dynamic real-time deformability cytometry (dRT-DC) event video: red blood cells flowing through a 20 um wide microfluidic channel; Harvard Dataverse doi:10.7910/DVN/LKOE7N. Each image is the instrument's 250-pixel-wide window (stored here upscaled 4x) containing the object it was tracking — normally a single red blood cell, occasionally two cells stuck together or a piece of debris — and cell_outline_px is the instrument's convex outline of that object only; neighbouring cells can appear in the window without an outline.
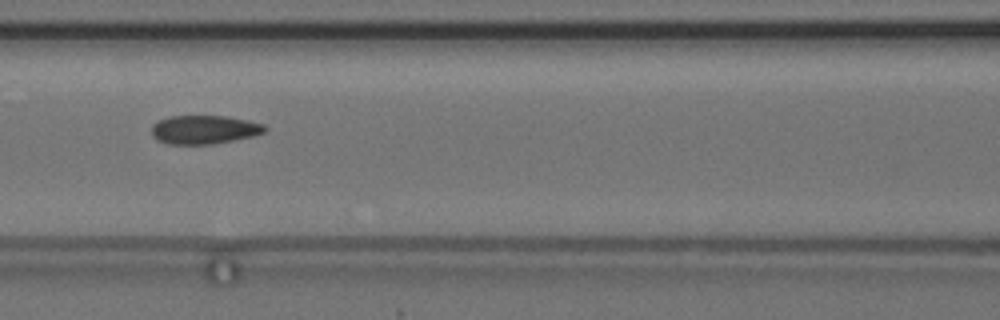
{"species": "common noctule bat (a hibernating species)", "species_latin": "Nyctalus noctula", "temperature_condition": "cold", "stored_images_in_passage": 11, "camera_frame_rate_fps": 3000, "um_per_image_px": 0.085, "animal": {"sex": "female", "body_mass_g": 24.6, "forearm_length_mm": 56.2}, "frame": {"image": 1, "passage_image": 7, "time_ms": 8.0, "image_size_px": [1000, 320], "cell_outline_px": [[268, 128], [264, 132], [252, 136], [212, 144], [168, 144], [156, 140], [152, 136], [152, 124], [160, 120], [172, 116], [228, 116], [248, 120], [264, 124]], "centroid_in_image_um": [17.35, 11.01], "position_along_channel_um": 149.2, "area_um2": 18.9}}